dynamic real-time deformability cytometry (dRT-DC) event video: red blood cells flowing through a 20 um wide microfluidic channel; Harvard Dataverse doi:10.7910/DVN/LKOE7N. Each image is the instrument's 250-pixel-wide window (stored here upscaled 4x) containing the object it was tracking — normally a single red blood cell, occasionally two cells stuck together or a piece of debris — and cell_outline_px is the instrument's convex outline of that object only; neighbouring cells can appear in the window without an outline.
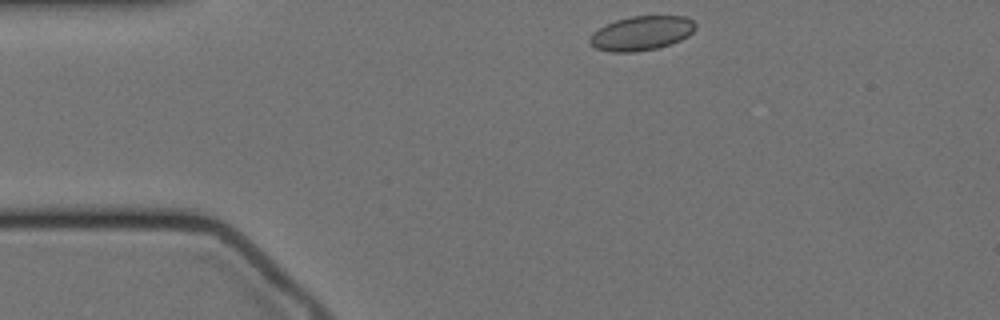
{"species": "Egyptian fruit bat (a non-hibernating species)", "species_latin": "Rousettus aegyptiacus", "temperature_condition": "cold", "stored_images_in_passage": 12, "camera_frame_rate_fps": 3000, "um_per_image_px": 0.085, "animal": {"sex": "female"}, "frame": {"image": 1, "passage_image": 1, "time_ms": 0.0, "image_size_px": [1000, 320], "cell_outline_px": [[696, 28], [688, 36], [672, 44], [656, 48], [632, 52], [612, 52], [596, 48], [588, 44], [588, 40], [592, 32], [616, 20], [632, 16], [684, 16], [692, 20], [696, 24]], "centroid_in_image_um": [54.52, 2.82], "position_along_channel_um": 30.5, "area_um2": 21.1}}
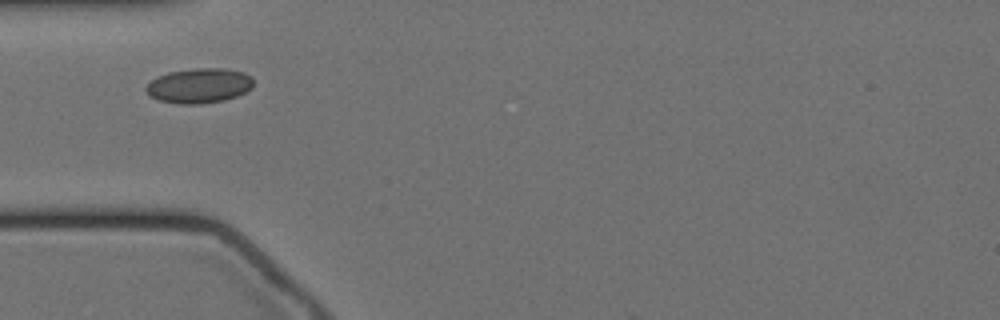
{"frame": {"image": 2, "passage_image": 8, "time_ms": 2.333, "image_size_px": [1000, 320], "cell_outline_px": [[252, 88], [236, 96], [224, 100], [200, 104], [180, 104], [156, 100], [144, 88], [156, 76], [168, 72], [196, 68], [224, 68], [244, 72], [252, 76]], "centroid_in_image_um": [16.92, 7.27], "position_along_channel_um": 68.1, "area_um2": 21.85}}